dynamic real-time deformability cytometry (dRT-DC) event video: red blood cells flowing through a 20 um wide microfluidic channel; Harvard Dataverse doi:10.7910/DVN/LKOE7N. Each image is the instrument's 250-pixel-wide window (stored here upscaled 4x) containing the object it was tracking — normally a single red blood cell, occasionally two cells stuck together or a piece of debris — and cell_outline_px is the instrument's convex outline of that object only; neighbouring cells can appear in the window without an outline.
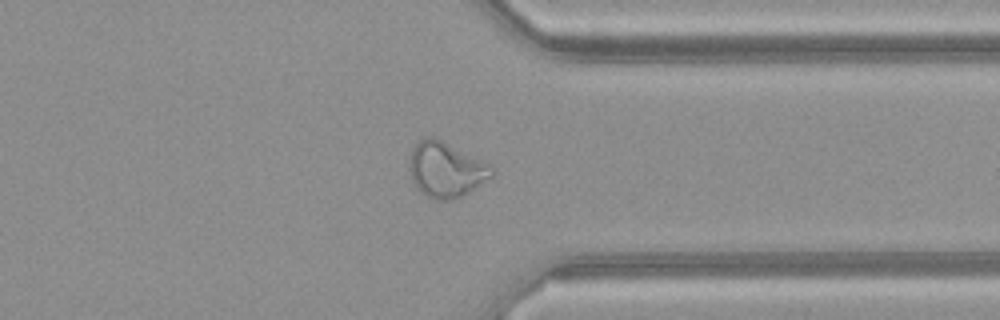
{"species": "common noctule bat (a hibernating species)", "species_latin": "Nyctalus noctula", "temperature_condition": "warm", "stored_images_in_passage": 49, "camera_frame_rate_fps": 3000, "um_per_image_px": 0.085, "animal": {"sex": "female", "body_mass_g": 21.9}, "frame": {"image": 1, "passage_image": 38, "time_ms": 12.333, "image_size_px": [1000, 320], "cell_outline_px": [[496, 172], [492, 176], [468, 192], [460, 196], [448, 200], [440, 200], [424, 196], [416, 188], [412, 180], [408, 168], [412, 148], [424, 136], [432, 136], [488, 164]], "centroid_in_image_um": [37.84, 14.43], "position_along_channel_um": 373.6, "area_um2": 26.07}}
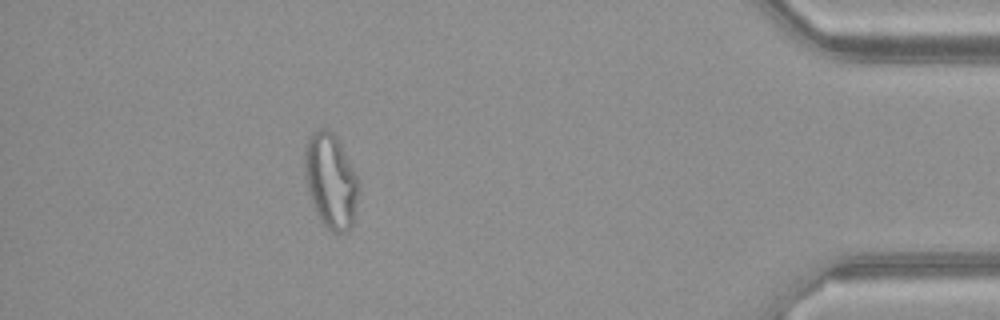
{"frame": {"image": 2, "passage_image": 44, "time_ms": 14.333, "image_size_px": [1000, 320], "cell_outline_px": [[360, 184], [352, 224], [348, 232], [332, 232], [324, 228], [316, 212], [308, 192], [304, 176], [304, 148], [308, 140], [320, 128], [328, 128], [336, 136], [360, 180]], "centroid_in_image_um": [28.11, 15.39], "position_along_channel_um": 407.1, "area_um2": 30.0}, "authors_computed_cell_mechanics": {"area_um2": 28.2642, "velocity_mm_per_s": 4.1783, "shape_relaxation_time_tau1_ms": null, "shape_relaxation_time_tau2_ms": 0.8649, "deformation_change_tau1": null, "deformation_change_tau2": 0.0806}}